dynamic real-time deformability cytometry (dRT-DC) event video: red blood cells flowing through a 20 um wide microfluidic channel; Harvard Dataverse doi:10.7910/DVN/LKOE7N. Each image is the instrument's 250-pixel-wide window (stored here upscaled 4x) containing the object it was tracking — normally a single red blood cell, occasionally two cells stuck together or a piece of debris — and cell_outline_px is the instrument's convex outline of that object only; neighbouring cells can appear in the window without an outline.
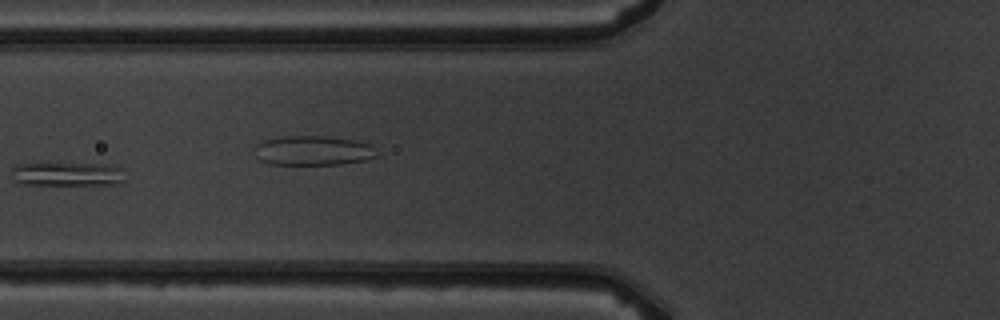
{"species": "common noctule bat (a hibernating species)", "species_latin": "Nyctalus noctula", "temperature_condition": "warm", "stored_images_in_passage": 10, "camera_frame_rate_fps": 3000, "um_per_image_px": 0.085, "animal": {"sex": "male", "body_mass_g": 19.5, "forearm_length_mm": 54.6}, "frame": {"image": 1, "passage_image": 6, "time_ms": 6.0, "image_size_px": [1000, 320], "cell_outline_px": [[124, 184], [24, 184], [16, 180], [12, 168], [16, 164], [44, 160], [104, 164], [120, 168], [124, 180]], "centroid_in_image_um": [5.68, 14.72], "position_along_channel_um": 120.1, "area_um2": 16.47}}
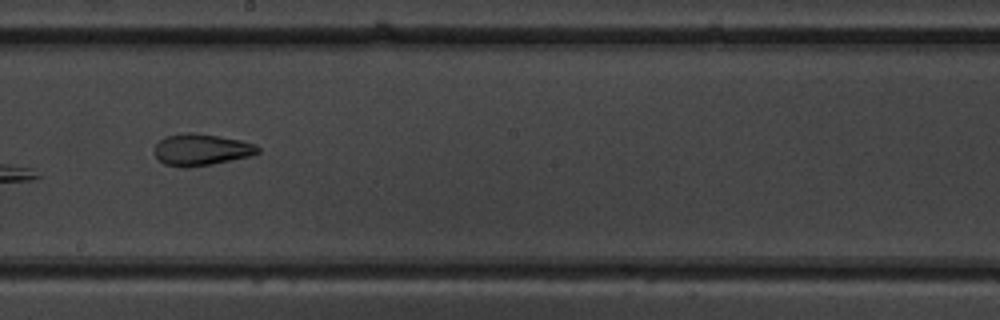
{"frame": {"image": 2, "passage_image": 9, "time_ms": 9.333, "image_size_px": [1000, 320], "cell_outline_px": [[260, 152], [248, 156], [212, 164], [184, 168], [164, 164], [156, 156], [156, 144], [164, 136], [188, 132], [192, 132], [240, 140], [256, 144], [260, 148]], "centroid_in_image_um": [17.11, 12.72], "position_along_channel_um": 231.1, "area_um2": 18.84}}
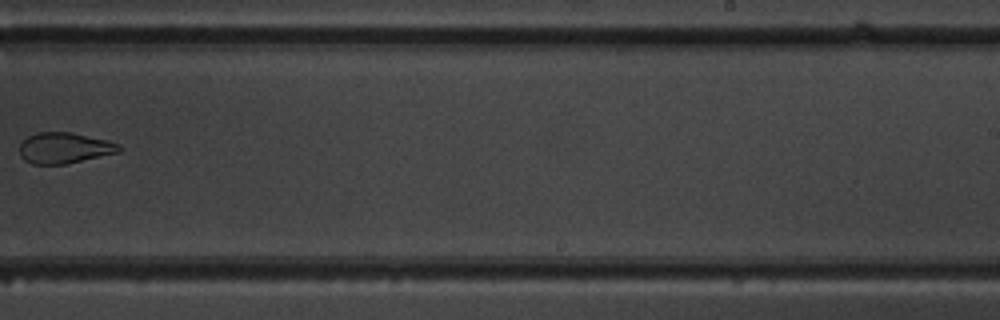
{"frame": {"image": 3, "passage_image": 10, "time_ms": 10.667, "image_size_px": [1000, 320], "cell_outline_px": [[120, 152], [68, 164], [32, 164], [24, 160], [20, 156], [20, 144], [28, 136], [36, 132], [72, 132], [108, 140], [120, 144]], "centroid_in_image_um": [5.48, 12.58], "position_along_channel_um": 283.5, "area_um2": 18.09}}